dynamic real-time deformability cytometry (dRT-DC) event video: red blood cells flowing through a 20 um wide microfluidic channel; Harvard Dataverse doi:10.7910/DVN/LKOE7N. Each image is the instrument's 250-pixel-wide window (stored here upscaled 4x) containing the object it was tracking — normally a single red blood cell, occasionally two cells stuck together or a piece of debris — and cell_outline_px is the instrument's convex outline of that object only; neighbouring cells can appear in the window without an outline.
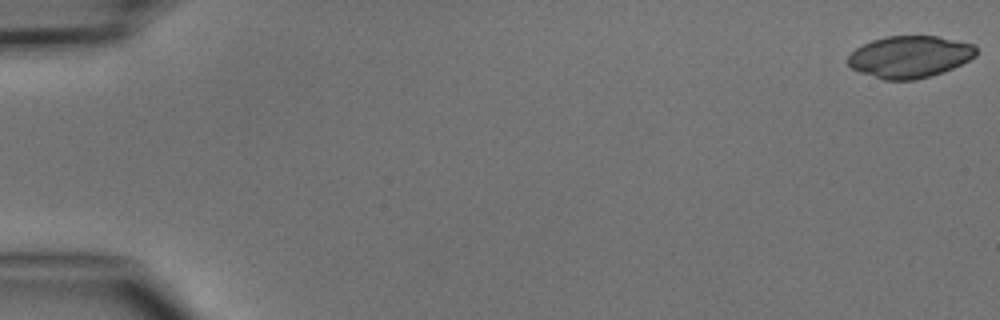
{"species": "common noctule bat (a hibernating species)", "species_latin": "Nyctalus noctula", "temperature_condition": "cold", "stored_images_in_passage": 5, "camera_frame_rate_fps": 3000, "um_per_image_px": 0.085, "animal": {"sex": "male", "body_mass_g": 15.6}, "frame": {"image": 1, "passage_image": 1, "time_ms": 0.0, "image_size_px": [1000, 320], "cell_outline_px": [[976, 56], [952, 68], [916, 80], [884, 80], [860, 72], [852, 68], [848, 64], [848, 56], [856, 48], [872, 40], [884, 36], [940, 36], [976, 44]], "centroid_in_image_um": [77.33, 4.81], "position_along_channel_um": 7.7, "area_um2": 31.27}}